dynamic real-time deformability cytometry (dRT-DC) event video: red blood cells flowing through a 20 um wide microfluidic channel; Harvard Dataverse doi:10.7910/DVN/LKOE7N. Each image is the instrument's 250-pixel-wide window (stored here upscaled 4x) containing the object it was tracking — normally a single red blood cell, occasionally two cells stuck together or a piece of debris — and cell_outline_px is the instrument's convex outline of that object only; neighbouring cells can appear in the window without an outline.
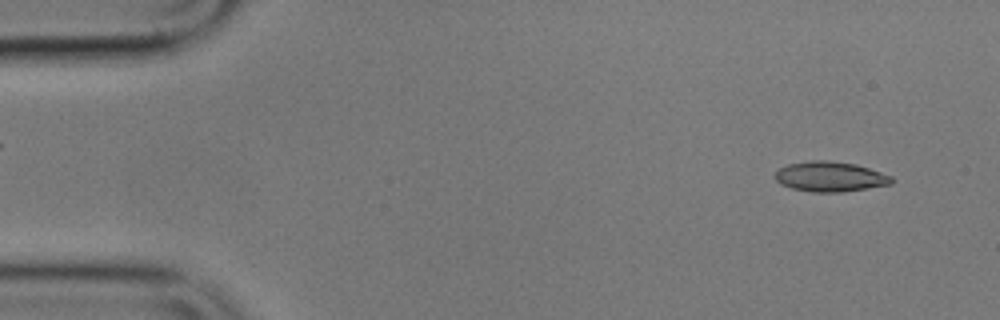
{"species": "common noctule bat (a hibernating species)", "species_latin": "Nyctalus noctula", "temperature_condition": "cold", "stored_images_in_passage": 54, "camera_frame_rate_fps": 3000, "um_per_image_px": 0.085, "animal": {"sex": "male", "body_mass_g": 17.9}, "frame": {"image": 1, "passage_image": 3, "time_ms": 0.667, "image_size_px": [1000, 320], "cell_outline_px": [[896, 180], [892, 184], [844, 192], [812, 192], [792, 188], [780, 184], [772, 176], [780, 168], [788, 164], [812, 160], [828, 160], [856, 164], [892, 176]], "centroid_in_image_um": [70.57, 15.02], "position_along_channel_um": 14.4, "area_um2": 20.58}}
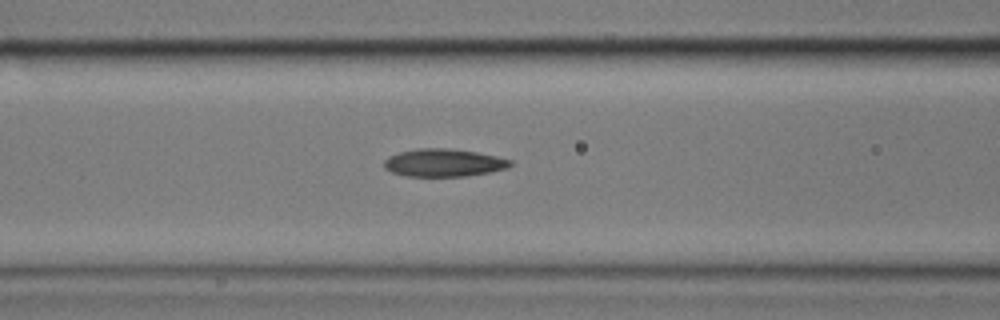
{"frame": {"image": 2, "passage_image": 21, "time_ms": 6.667, "image_size_px": [1000, 320], "cell_outline_px": [[512, 164], [508, 168], [492, 172], [468, 176], [404, 176], [392, 172], [384, 168], [384, 160], [388, 156], [400, 152], [416, 148], [452, 148], [476, 152], [496, 156], [512, 160]], "centroid_in_image_um": [37.72, 13.83], "position_along_channel_um": 128.9, "area_um2": 20.63}}
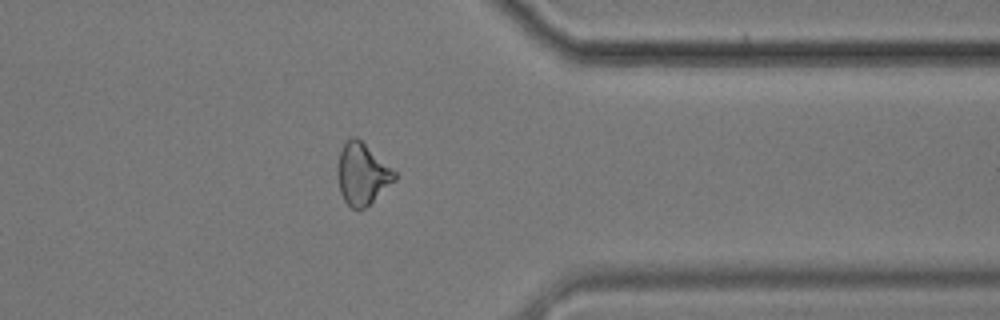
{"frame": {"image": 3, "passage_image": 43, "time_ms": 14.0, "image_size_px": [1000, 320], "cell_outline_px": [[396, 180], [364, 208], [356, 212], [344, 200], [340, 192], [336, 172], [340, 152], [344, 140], [348, 136], [356, 136], [396, 172]], "centroid_in_image_um": [30.75, 14.78], "position_along_channel_um": 380.7, "area_um2": 20.52}, "authors_computed_cell_mechanics": {"area_um2": 20.519, "velocity_mm_per_s": 3.5607, "shape_relaxation_time_tau1_ms": 6.8761, "shape_relaxation_time_tau2_ms": 4.812, "deformation_change_tau1": 0.1423, "deformation_change_tau2": 0.1349}}